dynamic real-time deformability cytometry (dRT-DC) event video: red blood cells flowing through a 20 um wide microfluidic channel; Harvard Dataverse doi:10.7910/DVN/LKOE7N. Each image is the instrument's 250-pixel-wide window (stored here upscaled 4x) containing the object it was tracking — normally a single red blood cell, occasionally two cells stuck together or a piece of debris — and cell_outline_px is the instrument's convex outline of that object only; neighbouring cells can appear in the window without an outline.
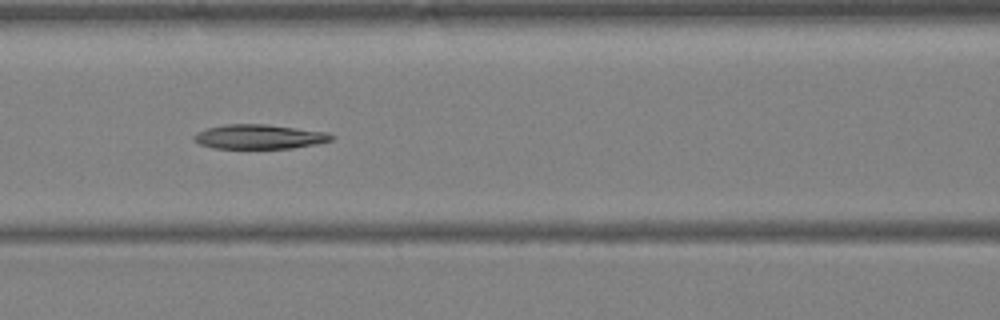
{"species": "Egyptian fruit bat (a non-hibernating species)", "species_latin": "Rousettus aegyptiacus", "temperature_condition": "warm", "stored_images_in_passage": 30, "camera_frame_rate_fps": 3000, "um_per_image_px": 0.085, "animal": {"sex": "female"}, "frame": {"image": 1, "passage_image": 7, "time_ms": 2.0, "image_size_px": [1000, 320], "cell_outline_px": [[336, 136], [332, 140], [316, 144], [292, 148], [216, 148], [200, 144], [192, 140], [192, 136], [196, 132], [208, 128], [224, 124], [264, 124], [328, 132]], "centroid_in_image_um": [22.03, 11.62], "position_along_channel_um": 144.6, "area_um2": 19.59}}
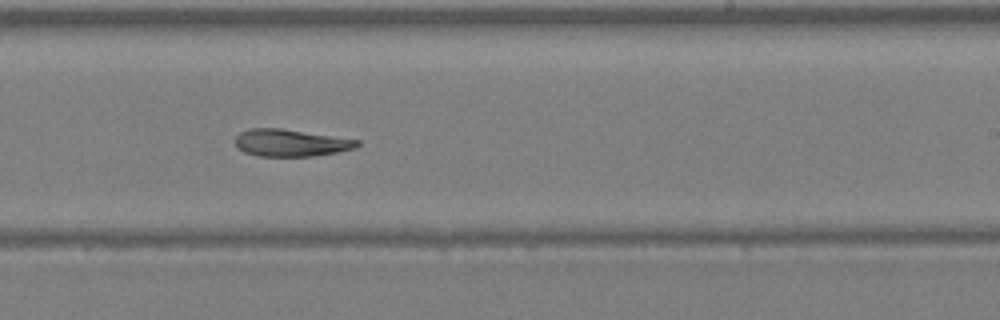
{"frame": {"image": 2, "passage_image": 14, "time_ms": 4.333, "image_size_px": [1000, 320], "cell_outline_px": [[360, 144], [356, 148], [336, 152], [312, 156], [256, 156], [244, 152], [236, 148], [236, 136], [240, 132], [252, 128], [280, 128], [360, 140]], "centroid_in_image_um": [24.69, 12.14], "position_along_channel_um": 264.3, "area_um2": 19.25}}
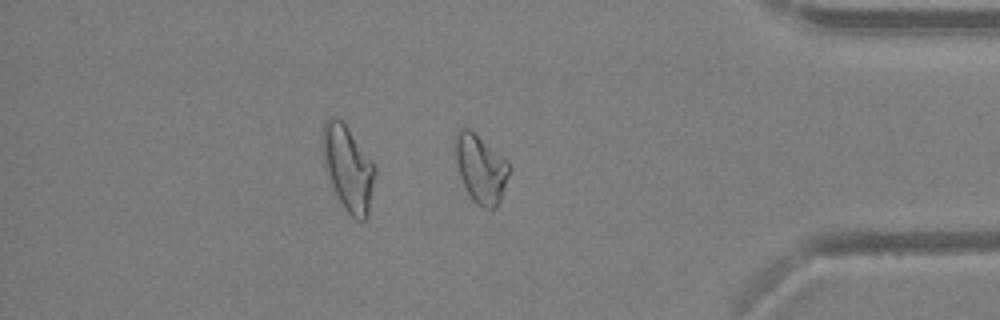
{"frame": {"image": 3, "passage_image": 23, "time_ms": 7.333, "image_size_px": [1000, 320], "cell_outline_px": [[512, 168], [500, 200], [496, 208], [488, 208], [476, 204], [472, 200], [460, 176], [456, 164], [456, 132], [460, 128], [468, 128], [508, 160]], "centroid_in_image_um": [40.9, 14.34], "position_along_channel_um": 394.3, "area_um2": 21.27}}